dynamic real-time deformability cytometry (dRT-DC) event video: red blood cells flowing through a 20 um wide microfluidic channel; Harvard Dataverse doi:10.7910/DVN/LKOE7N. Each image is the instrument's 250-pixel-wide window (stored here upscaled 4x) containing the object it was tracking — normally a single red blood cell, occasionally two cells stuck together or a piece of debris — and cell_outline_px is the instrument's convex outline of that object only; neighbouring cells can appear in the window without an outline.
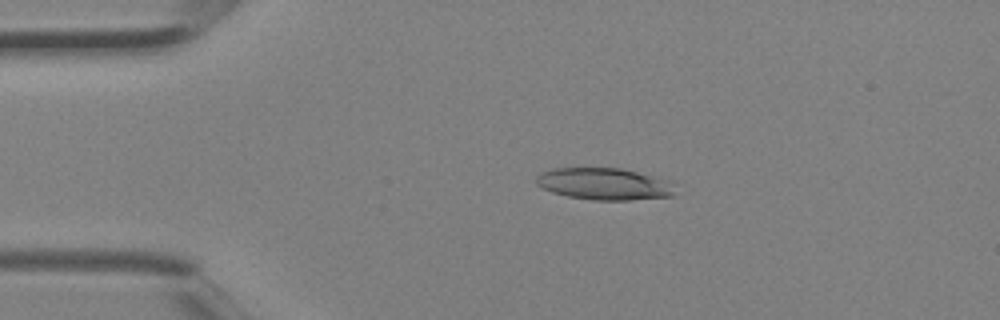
{"species": "Egyptian fruit bat (a non-hibernating species)", "species_latin": "Rousettus aegyptiacus", "temperature_condition": "room temperature", "stored_images_in_passage": 3, "camera_frame_rate_fps": 3000, "um_per_image_px": 0.085, "animal": {"sex": "female"}, "frame": {"image": 1, "passage_image": 2, "time_ms": 0.333, "image_size_px": [1000, 320], "cell_outline_px": [[676, 196], [632, 200], [592, 200], [568, 196], [552, 192], [536, 184], [536, 176], [540, 172], [552, 168], [620, 168], [672, 180]], "centroid_in_image_um": [51.41, 15.63], "position_along_channel_um": 33.6, "area_um2": 26.13}}
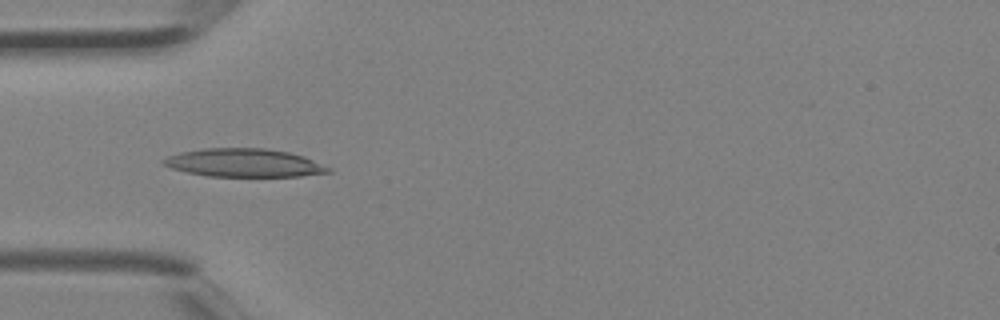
{"frame": {"image": 2, "passage_image": 3, "time_ms": 0.667, "image_size_px": [1000, 320], "cell_outline_px": [[332, 172], [300, 176], [208, 176], [188, 172], [172, 168], [164, 164], [160, 160], [168, 156], [180, 152], [204, 148], [264, 148], [288, 152], [304, 156], [332, 168]], "centroid_in_image_um": [20.77, 13.84], "position_along_channel_um": 64.2, "area_um2": 27.05}}